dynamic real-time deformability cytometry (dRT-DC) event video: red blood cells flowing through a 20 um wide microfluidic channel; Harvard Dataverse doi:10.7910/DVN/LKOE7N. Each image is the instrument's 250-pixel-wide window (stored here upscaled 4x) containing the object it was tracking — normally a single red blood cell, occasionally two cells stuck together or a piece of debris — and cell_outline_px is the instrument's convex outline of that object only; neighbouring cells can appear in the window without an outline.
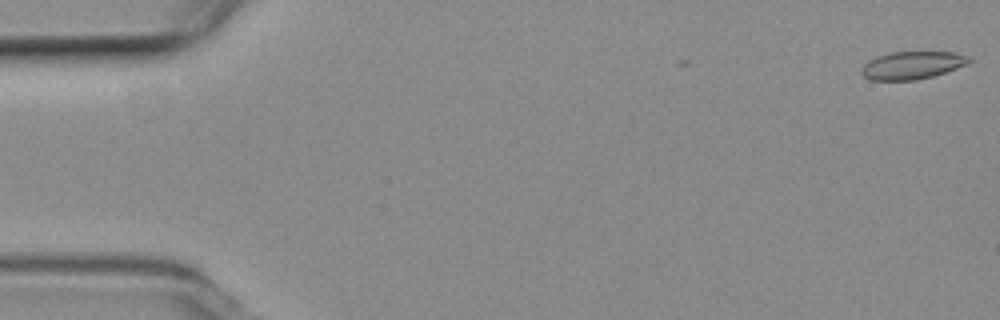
{"species": "common noctule bat (a hibernating species)", "species_latin": "Nyctalus noctula", "temperature_condition": "room temperature", "stored_images_in_passage": 2, "camera_frame_rate_fps": 3000, "um_per_image_px": 0.085, "animal": {"sex": "female", "body_mass_g": 19.3, "forearm_length_mm": 54.1}, "frame": {"image": 1, "passage_image": 2, "time_ms": 0.333, "image_size_px": [1000, 320], "cell_outline_px": [[972, 60], [968, 64], [932, 76], [916, 80], [868, 80], [860, 72], [860, 68], [868, 60], [876, 56], [888, 52], [956, 52], [968, 56]], "centroid_in_image_um": [77.49, 5.54], "position_along_channel_um": 7.5, "area_um2": 17.51}}